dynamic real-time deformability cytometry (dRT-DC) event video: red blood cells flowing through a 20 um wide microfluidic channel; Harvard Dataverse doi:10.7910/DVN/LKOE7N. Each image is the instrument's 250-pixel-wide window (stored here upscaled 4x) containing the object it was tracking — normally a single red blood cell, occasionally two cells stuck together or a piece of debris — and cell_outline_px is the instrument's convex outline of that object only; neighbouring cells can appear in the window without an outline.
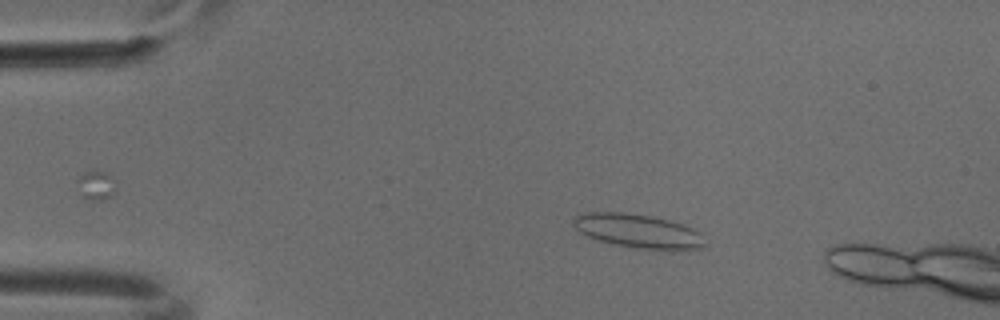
{"species": "common noctule bat (a hibernating species)", "species_latin": "Nyctalus noctula", "temperature_condition": "cold", "stored_images_in_passage": 3, "camera_frame_rate_fps": 3000, "um_per_image_px": 0.085, "animal": {"sex": "male", "body_mass_g": 18.8}, "frame": {"image": 1, "passage_image": 2, "time_ms": 0.333, "image_size_px": [1000, 320], "cell_outline_px": [[708, 244], [704, 248], [684, 252], [668, 252], [632, 248], [612, 244], [596, 240], [580, 232], [572, 224], [572, 220], [576, 216], [588, 212], [624, 212], [652, 216], [668, 220], [692, 228], [700, 232]], "centroid_in_image_um": [54.34, 19.7], "position_along_channel_um": 30.7, "area_um2": 26.99}}